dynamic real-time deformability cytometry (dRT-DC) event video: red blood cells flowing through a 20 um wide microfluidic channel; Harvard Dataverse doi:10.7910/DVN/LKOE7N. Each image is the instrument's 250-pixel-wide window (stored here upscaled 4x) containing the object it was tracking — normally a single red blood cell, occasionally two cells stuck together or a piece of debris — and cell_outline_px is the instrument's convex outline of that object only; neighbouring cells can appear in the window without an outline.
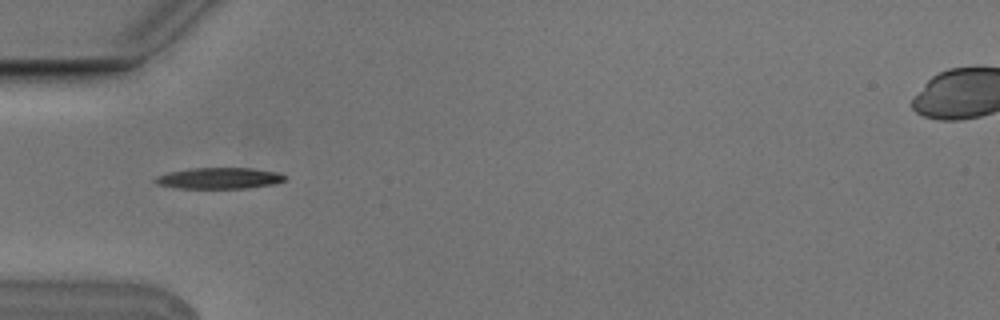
{"species": "Egyptian fruit bat (a non-hibernating species)", "species_latin": "Rousettus aegyptiacus", "temperature_condition": "cold", "stored_images_in_passage": 5, "camera_frame_rate_fps": 3000, "um_per_image_px": 0.085, "animal": {"sex": "male"}, "frame": {"image": 1, "passage_image": 3, "time_ms": 0.667, "image_size_px": [1000, 320], "cell_outline_px": [[284, 180], [272, 184], [244, 188], [176, 188], [156, 184], [152, 180], [156, 176], [168, 172], [188, 168], [252, 168], [276, 172], [284, 176]], "centroid_in_image_um": [18.52, 15.14], "position_along_channel_um": 66.5, "area_um2": 15.9}}
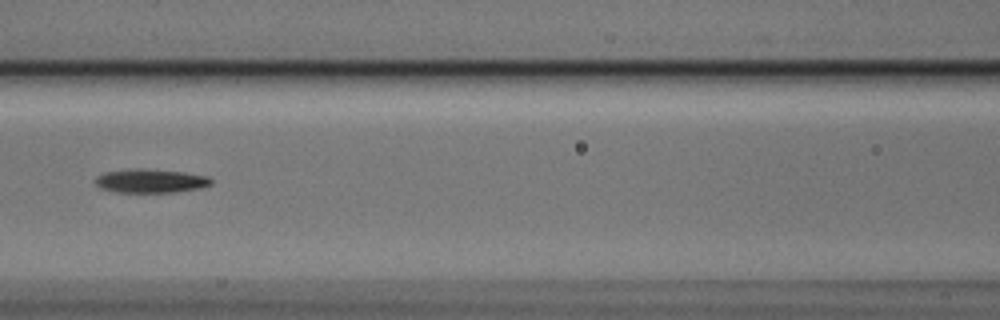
{"frame": {"image": 2, "passage_image": 5, "time_ms": 1.333, "image_size_px": [1000, 320], "cell_outline_px": [[212, 184], [200, 188], [176, 192], [116, 192], [100, 188], [96, 184], [96, 176], [104, 172], [128, 168], [140, 168], [184, 172], [208, 176], [212, 180]], "centroid_in_image_um": [12.79, 15.37], "position_along_channel_um": 153.8, "area_um2": 16.18}}